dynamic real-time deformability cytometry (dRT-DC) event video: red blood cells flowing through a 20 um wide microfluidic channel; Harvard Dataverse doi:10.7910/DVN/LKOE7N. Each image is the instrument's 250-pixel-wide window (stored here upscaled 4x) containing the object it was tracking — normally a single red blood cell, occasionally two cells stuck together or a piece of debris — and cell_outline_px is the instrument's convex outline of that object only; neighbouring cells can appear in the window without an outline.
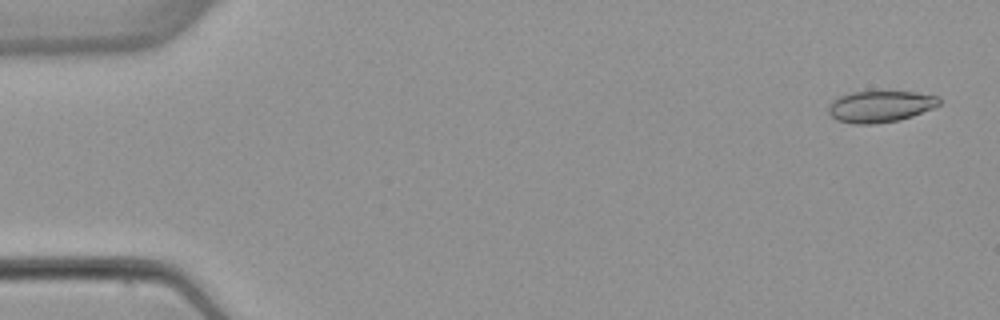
{"species": "common noctule bat (a hibernating species)", "species_latin": "Nyctalus noctula", "temperature_condition": "warm", "stored_images_in_passage": 4, "camera_frame_rate_fps": 3000, "um_per_image_px": 0.085, "animal": {"sex": "female", "body_mass_g": 22.7, "forearm_length_mm": 54.2}, "frame": {"image": 1, "passage_image": 1, "time_ms": 0.0, "image_size_px": [1000, 320], "cell_outline_px": [[940, 104], [932, 108], [912, 116], [900, 120], [872, 124], [852, 124], [836, 120], [828, 112], [828, 104], [836, 96], [852, 92], [916, 92], [940, 96]], "centroid_in_image_um": [74.79, 9.05], "position_along_channel_um": 10.2, "area_um2": 20.46}}
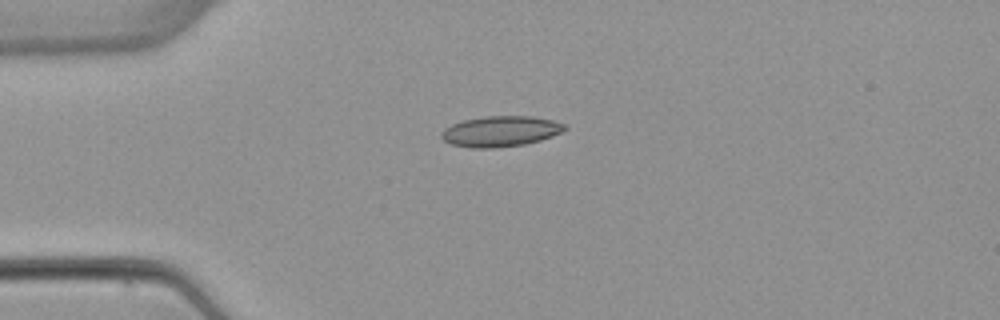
{"frame": {"image": 2, "passage_image": 4, "time_ms": 3.667, "image_size_px": [1000, 320], "cell_outline_px": [[568, 128], [552, 136], [540, 140], [524, 144], [492, 148], [472, 148], [452, 144], [444, 140], [440, 136], [440, 132], [444, 128], [452, 124], [464, 120], [484, 116], [532, 116], [552, 120], [564, 124]], "centroid_in_image_um": [42.52, 11.16], "position_along_channel_um": 42.5, "area_um2": 21.91}}